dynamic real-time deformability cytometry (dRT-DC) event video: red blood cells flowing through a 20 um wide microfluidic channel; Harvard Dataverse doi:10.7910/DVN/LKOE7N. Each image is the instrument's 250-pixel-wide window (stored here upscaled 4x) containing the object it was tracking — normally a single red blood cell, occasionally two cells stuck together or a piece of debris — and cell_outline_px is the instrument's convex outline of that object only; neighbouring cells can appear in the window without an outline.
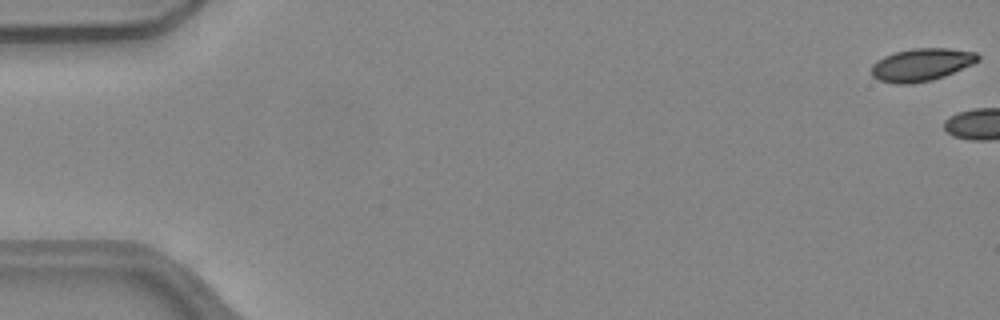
{"species": "common noctule bat (a hibernating species)", "species_latin": "Nyctalus noctula", "temperature_condition": "warm", "stored_images_in_passage": 4, "camera_frame_rate_fps": 3000, "um_per_image_px": 0.085, "animal": {"sex": "female", "body_mass_g": 24.6, "forearm_length_mm": 56.2}, "frame": {"image": 1, "passage_image": 1, "time_ms": 0.0, "image_size_px": [1000, 320], "cell_outline_px": [[980, 60], [972, 64], [944, 76], [932, 80], [912, 84], [896, 84], [876, 80], [872, 76], [872, 64], [876, 60], [884, 56], [896, 52], [912, 48], [948, 48], [976, 52], [980, 56]], "centroid_in_image_um": [78.3, 5.5], "position_along_channel_um": 6.7, "area_um2": 20.4}}